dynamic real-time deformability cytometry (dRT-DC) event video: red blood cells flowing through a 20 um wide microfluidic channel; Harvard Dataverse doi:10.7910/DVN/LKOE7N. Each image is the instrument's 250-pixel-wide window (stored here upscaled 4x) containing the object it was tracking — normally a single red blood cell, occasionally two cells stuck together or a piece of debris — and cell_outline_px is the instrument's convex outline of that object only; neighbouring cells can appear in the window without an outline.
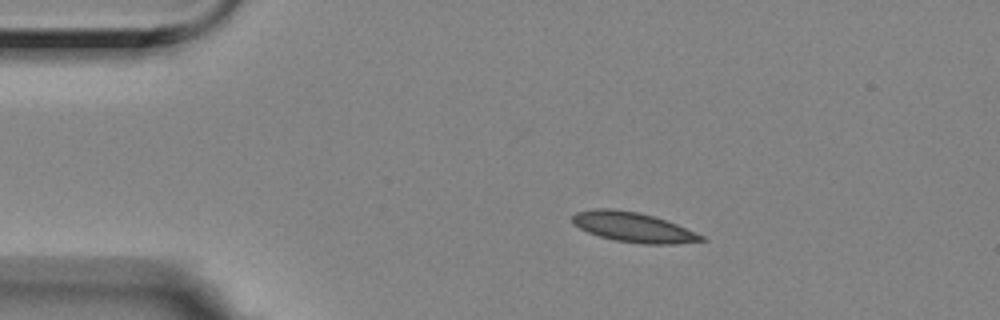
{"species": "Egyptian fruit bat (a non-hibernating species)", "species_latin": "Rousettus aegyptiacus", "temperature_condition": "room temperature", "stored_images_in_passage": 4, "camera_frame_rate_fps": 3000, "um_per_image_px": 0.085, "animal": {"sex": "female"}, "frame": {"image": 1, "passage_image": 2, "time_ms": 0.333, "image_size_px": [1000, 320], "cell_outline_px": [[708, 240], [676, 244], [644, 244], [616, 240], [600, 236], [588, 232], [580, 228], [572, 220], [572, 216], [576, 212], [592, 208], [612, 208], [640, 212], [668, 220], [704, 236]], "centroid_in_image_um": [53.85, 19.3], "position_along_channel_um": 31.1, "area_um2": 22.48}}